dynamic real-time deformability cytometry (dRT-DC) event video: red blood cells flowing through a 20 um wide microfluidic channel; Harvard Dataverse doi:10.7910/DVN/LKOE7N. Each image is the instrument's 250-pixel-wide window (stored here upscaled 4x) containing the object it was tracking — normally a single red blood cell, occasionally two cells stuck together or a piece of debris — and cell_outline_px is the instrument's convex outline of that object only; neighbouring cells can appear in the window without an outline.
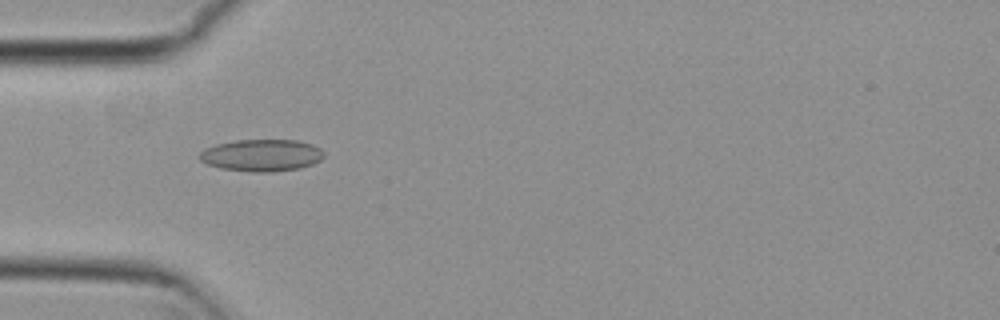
{"species": "common noctule bat (a hibernating species)", "species_latin": "Nyctalus noctula", "temperature_condition": "cold", "stored_images_in_passage": 5, "camera_frame_rate_fps": 3000, "um_per_image_px": 0.085, "animal": {"sex": "female", "body_mass_g": 29.2, "forearm_length_mm": 56.3}, "frame": {"image": 1, "passage_image": 5, "time_ms": 1.333, "image_size_px": [1000, 320], "cell_outline_px": [[324, 156], [320, 160], [312, 164], [300, 168], [272, 172], [252, 172], [220, 168], [208, 164], [200, 160], [200, 152], [204, 148], [216, 144], [236, 140], [296, 140], [312, 144], [320, 148], [324, 152]], "centroid_in_image_um": [22.24, 13.2], "position_along_channel_um": 62.8, "area_um2": 23.24}}